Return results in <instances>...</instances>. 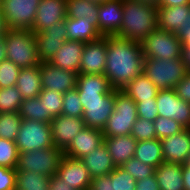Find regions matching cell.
Instances as JSON below:
<instances>
[{
    "label": "cell",
    "mask_w": 190,
    "mask_h": 190,
    "mask_svg": "<svg viewBox=\"0 0 190 190\" xmlns=\"http://www.w3.org/2000/svg\"><path fill=\"white\" fill-rule=\"evenodd\" d=\"M76 88L86 127L103 129L113 113L115 90L104 74H78Z\"/></svg>",
    "instance_id": "obj_1"
},
{
    "label": "cell",
    "mask_w": 190,
    "mask_h": 190,
    "mask_svg": "<svg viewBox=\"0 0 190 190\" xmlns=\"http://www.w3.org/2000/svg\"><path fill=\"white\" fill-rule=\"evenodd\" d=\"M144 55L140 42L107 36L104 75L114 90H122L143 73Z\"/></svg>",
    "instance_id": "obj_2"
},
{
    "label": "cell",
    "mask_w": 190,
    "mask_h": 190,
    "mask_svg": "<svg viewBox=\"0 0 190 190\" xmlns=\"http://www.w3.org/2000/svg\"><path fill=\"white\" fill-rule=\"evenodd\" d=\"M123 17L116 36L141 42L158 28L157 8L136 0H122Z\"/></svg>",
    "instance_id": "obj_3"
},
{
    "label": "cell",
    "mask_w": 190,
    "mask_h": 190,
    "mask_svg": "<svg viewBox=\"0 0 190 190\" xmlns=\"http://www.w3.org/2000/svg\"><path fill=\"white\" fill-rule=\"evenodd\" d=\"M4 40L7 59L16 66L22 69L40 65L32 30L8 29Z\"/></svg>",
    "instance_id": "obj_4"
},
{
    "label": "cell",
    "mask_w": 190,
    "mask_h": 190,
    "mask_svg": "<svg viewBox=\"0 0 190 190\" xmlns=\"http://www.w3.org/2000/svg\"><path fill=\"white\" fill-rule=\"evenodd\" d=\"M143 73L159 90L174 89L188 73L179 59L144 58Z\"/></svg>",
    "instance_id": "obj_5"
},
{
    "label": "cell",
    "mask_w": 190,
    "mask_h": 190,
    "mask_svg": "<svg viewBox=\"0 0 190 190\" xmlns=\"http://www.w3.org/2000/svg\"><path fill=\"white\" fill-rule=\"evenodd\" d=\"M137 105L123 90H115V106L105 127L104 137L130 135L137 120Z\"/></svg>",
    "instance_id": "obj_6"
},
{
    "label": "cell",
    "mask_w": 190,
    "mask_h": 190,
    "mask_svg": "<svg viewBox=\"0 0 190 190\" xmlns=\"http://www.w3.org/2000/svg\"><path fill=\"white\" fill-rule=\"evenodd\" d=\"M144 58L179 59L182 43L176 33L155 29L141 42Z\"/></svg>",
    "instance_id": "obj_7"
},
{
    "label": "cell",
    "mask_w": 190,
    "mask_h": 190,
    "mask_svg": "<svg viewBox=\"0 0 190 190\" xmlns=\"http://www.w3.org/2000/svg\"><path fill=\"white\" fill-rule=\"evenodd\" d=\"M64 153L56 146L18 154L16 171H35L47 177L57 174Z\"/></svg>",
    "instance_id": "obj_8"
},
{
    "label": "cell",
    "mask_w": 190,
    "mask_h": 190,
    "mask_svg": "<svg viewBox=\"0 0 190 190\" xmlns=\"http://www.w3.org/2000/svg\"><path fill=\"white\" fill-rule=\"evenodd\" d=\"M15 144L19 153L53 147L50 124L22 118Z\"/></svg>",
    "instance_id": "obj_9"
},
{
    "label": "cell",
    "mask_w": 190,
    "mask_h": 190,
    "mask_svg": "<svg viewBox=\"0 0 190 190\" xmlns=\"http://www.w3.org/2000/svg\"><path fill=\"white\" fill-rule=\"evenodd\" d=\"M40 0H0L8 29L31 30Z\"/></svg>",
    "instance_id": "obj_10"
},
{
    "label": "cell",
    "mask_w": 190,
    "mask_h": 190,
    "mask_svg": "<svg viewBox=\"0 0 190 190\" xmlns=\"http://www.w3.org/2000/svg\"><path fill=\"white\" fill-rule=\"evenodd\" d=\"M155 100L158 116L174 119L190 128V103L179 98L174 89L159 90Z\"/></svg>",
    "instance_id": "obj_11"
},
{
    "label": "cell",
    "mask_w": 190,
    "mask_h": 190,
    "mask_svg": "<svg viewBox=\"0 0 190 190\" xmlns=\"http://www.w3.org/2000/svg\"><path fill=\"white\" fill-rule=\"evenodd\" d=\"M67 40L66 19L51 25L48 29L35 33L38 58L41 62H49Z\"/></svg>",
    "instance_id": "obj_12"
},
{
    "label": "cell",
    "mask_w": 190,
    "mask_h": 190,
    "mask_svg": "<svg viewBox=\"0 0 190 190\" xmlns=\"http://www.w3.org/2000/svg\"><path fill=\"white\" fill-rule=\"evenodd\" d=\"M41 86L42 89H51L60 93L76 87L77 73L52 65L49 62H41Z\"/></svg>",
    "instance_id": "obj_13"
},
{
    "label": "cell",
    "mask_w": 190,
    "mask_h": 190,
    "mask_svg": "<svg viewBox=\"0 0 190 190\" xmlns=\"http://www.w3.org/2000/svg\"><path fill=\"white\" fill-rule=\"evenodd\" d=\"M107 36L85 43L79 74H104L106 64Z\"/></svg>",
    "instance_id": "obj_14"
},
{
    "label": "cell",
    "mask_w": 190,
    "mask_h": 190,
    "mask_svg": "<svg viewBox=\"0 0 190 190\" xmlns=\"http://www.w3.org/2000/svg\"><path fill=\"white\" fill-rule=\"evenodd\" d=\"M50 126L54 146L61 151H64L74 136L86 127L82 117H69L62 114L54 117Z\"/></svg>",
    "instance_id": "obj_15"
},
{
    "label": "cell",
    "mask_w": 190,
    "mask_h": 190,
    "mask_svg": "<svg viewBox=\"0 0 190 190\" xmlns=\"http://www.w3.org/2000/svg\"><path fill=\"white\" fill-rule=\"evenodd\" d=\"M56 175L76 190H89L92 181L81 160L66 155H63Z\"/></svg>",
    "instance_id": "obj_16"
},
{
    "label": "cell",
    "mask_w": 190,
    "mask_h": 190,
    "mask_svg": "<svg viewBox=\"0 0 190 190\" xmlns=\"http://www.w3.org/2000/svg\"><path fill=\"white\" fill-rule=\"evenodd\" d=\"M65 19L66 0H40L31 30L34 33H39L53 24L65 21Z\"/></svg>",
    "instance_id": "obj_17"
},
{
    "label": "cell",
    "mask_w": 190,
    "mask_h": 190,
    "mask_svg": "<svg viewBox=\"0 0 190 190\" xmlns=\"http://www.w3.org/2000/svg\"><path fill=\"white\" fill-rule=\"evenodd\" d=\"M104 142L101 129L85 127L76 134L69 146L63 151L64 155L76 159L92 153L94 149Z\"/></svg>",
    "instance_id": "obj_18"
},
{
    "label": "cell",
    "mask_w": 190,
    "mask_h": 190,
    "mask_svg": "<svg viewBox=\"0 0 190 190\" xmlns=\"http://www.w3.org/2000/svg\"><path fill=\"white\" fill-rule=\"evenodd\" d=\"M163 160L168 163L184 164L190 153V128L160 140Z\"/></svg>",
    "instance_id": "obj_19"
},
{
    "label": "cell",
    "mask_w": 190,
    "mask_h": 190,
    "mask_svg": "<svg viewBox=\"0 0 190 190\" xmlns=\"http://www.w3.org/2000/svg\"><path fill=\"white\" fill-rule=\"evenodd\" d=\"M97 17L101 36L117 35L123 17L122 0H109L99 4Z\"/></svg>",
    "instance_id": "obj_20"
},
{
    "label": "cell",
    "mask_w": 190,
    "mask_h": 190,
    "mask_svg": "<svg viewBox=\"0 0 190 190\" xmlns=\"http://www.w3.org/2000/svg\"><path fill=\"white\" fill-rule=\"evenodd\" d=\"M158 28L178 33L190 26V4L157 8Z\"/></svg>",
    "instance_id": "obj_21"
},
{
    "label": "cell",
    "mask_w": 190,
    "mask_h": 190,
    "mask_svg": "<svg viewBox=\"0 0 190 190\" xmlns=\"http://www.w3.org/2000/svg\"><path fill=\"white\" fill-rule=\"evenodd\" d=\"M85 43L75 40H66L60 49L51 58L49 63L52 65L71 70L79 74L81 55L84 49Z\"/></svg>",
    "instance_id": "obj_22"
},
{
    "label": "cell",
    "mask_w": 190,
    "mask_h": 190,
    "mask_svg": "<svg viewBox=\"0 0 190 190\" xmlns=\"http://www.w3.org/2000/svg\"><path fill=\"white\" fill-rule=\"evenodd\" d=\"M80 160L88 169L91 178L108 175L116 168L104 142L94 149L92 153L83 156Z\"/></svg>",
    "instance_id": "obj_23"
},
{
    "label": "cell",
    "mask_w": 190,
    "mask_h": 190,
    "mask_svg": "<svg viewBox=\"0 0 190 190\" xmlns=\"http://www.w3.org/2000/svg\"><path fill=\"white\" fill-rule=\"evenodd\" d=\"M104 143L115 166L120 167L134 157L137 140L132 135H121L104 137Z\"/></svg>",
    "instance_id": "obj_24"
},
{
    "label": "cell",
    "mask_w": 190,
    "mask_h": 190,
    "mask_svg": "<svg viewBox=\"0 0 190 190\" xmlns=\"http://www.w3.org/2000/svg\"><path fill=\"white\" fill-rule=\"evenodd\" d=\"M66 30L67 40L88 43L102 37L94 20L66 17Z\"/></svg>",
    "instance_id": "obj_25"
},
{
    "label": "cell",
    "mask_w": 190,
    "mask_h": 190,
    "mask_svg": "<svg viewBox=\"0 0 190 190\" xmlns=\"http://www.w3.org/2000/svg\"><path fill=\"white\" fill-rule=\"evenodd\" d=\"M160 190H185L182 178V164L163 162L155 170Z\"/></svg>",
    "instance_id": "obj_26"
},
{
    "label": "cell",
    "mask_w": 190,
    "mask_h": 190,
    "mask_svg": "<svg viewBox=\"0 0 190 190\" xmlns=\"http://www.w3.org/2000/svg\"><path fill=\"white\" fill-rule=\"evenodd\" d=\"M23 100L38 97L41 93V73L39 66L22 68L16 81Z\"/></svg>",
    "instance_id": "obj_27"
},
{
    "label": "cell",
    "mask_w": 190,
    "mask_h": 190,
    "mask_svg": "<svg viewBox=\"0 0 190 190\" xmlns=\"http://www.w3.org/2000/svg\"><path fill=\"white\" fill-rule=\"evenodd\" d=\"M122 90L134 101L155 99L159 91V89L144 73L135 77Z\"/></svg>",
    "instance_id": "obj_28"
},
{
    "label": "cell",
    "mask_w": 190,
    "mask_h": 190,
    "mask_svg": "<svg viewBox=\"0 0 190 190\" xmlns=\"http://www.w3.org/2000/svg\"><path fill=\"white\" fill-rule=\"evenodd\" d=\"M134 157L156 169L164 162L160 139L138 141Z\"/></svg>",
    "instance_id": "obj_29"
},
{
    "label": "cell",
    "mask_w": 190,
    "mask_h": 190,
    "mask_svg": "<svg viewBox=\"0 0 190 190\" xmlns=\"http://www.w3.org/2000/svg\"><path fill=\"white\" fill-rule=\"evenodd\" d=\"M99 4L89 0H66V17L94 20L98 24Z\"/></svg>",
    "instance_id": "obj_30"
},
{
    "label": "cell",
    "mask_w": 190,
    "mask_h": 190,
    "mask_svg": "<svg viewBox=\"0 0 190 190\" xmlns=\"http://www.w3.org/2000/svg\"><path fill=\"white\" fill-rule=\"evenodd\" d=\"M15 189L49 190L50 177L35 171H16Z\"/></svg>",
    "instance_id": "obj_31"
},
{
    "label": "cell",
    "mask_w": 190,
    "mask_h": 190,
    "mask_svg": "<svg viewBox=\"0 0 190 190\" xmlns=\"http://www.w3.org/2000/svg\"><path fill=\"white\" fill-rule=\"evenodd\" d=\"M18 113L24 119L46 122L48 124L53 119L50 113L45 112V107L40 102L39 96L23 100Z\"/></svg>",
    "instance_id": "obj_32"
},
{
    "label": "cell",
    "mask_w": 190,
    "mask_h": 190,
    "mask_svg": "<svg viewBox=\"0 0 190 190\" xmlns=\"http://www.w3.org/2000/svg\"><path fill=\"white\" fill-rule=\"evenodd\" d=\"M22 124L18 112L0 113V138L15 141Z\"/></svg>",
    "instance_id": "obj_33"
},
{
    "label": "cell",
    "mask_w": 190,
    "mask_h": 190,
    "mask_svg": "<svg viewBox=\"0 0 190 190\" xmlns=\"http://www.w3.org/2000/svg\"><path fill=\"white\" fill-rule=\"evenodd\" d=\"M22 101L16 86L0 88V113L18 112Z\"/></svg>",
    "instance_id": "obj_34"
},
{
    "label": "cell",
    "mask_w": 190,
    "mask_h": 190,
    "mask_svg": "<svg viewBox=\"0 0 190 190\" xmlns=\"http://www.w3.org/2000/svg\"><path fill=\"white\" fill-rule=\"evenodd\" d=\"M63 96V93L51 89H42L39 94L40 102L43 103L45 112L50 113L53 118L61 115Z\"/></svg>",
    "instance_id": "obj_35"
},
{
    "label": "cell",
    "mask_w": 190,
    "mask_h": 190,
    "mask_svg": "<svg viewBox=\"0 0 190 190\" xmlns=\"http://www.w3.org/2000/svg\"><path fill=\"white\" fill-rule=\"evenodd\" d=\"M61 114L69 117L83 116V107L76 87L64 93Z\"/></svg>",
    "instance_id": "obj_36"
},
{
    "label": "cell",
    "mask_w": 190,
    "mask_h": 190,
    "mask_svg": "<svg viewBox=\"0 0 190 190\" xmlns=\"http://www.w3.org/2000/svg\"><path fill=\"white\" fill-rule=\"evenodd\" d=\"M18 154L15 141L0 138V166L16 169Z\"/></svg>",
    "instance_id": "obj_37"
},
{
    "label": "cell",
    "mask_w": 190,
    "mask_h": 190,
    "mask_svg": "<svg viewBox=\"0 0 190 190\" xmlns=\"http://www.w3.org/2000/svg\"><path fill=\"white\" fill-rule=\"evenodd\" d=\"M154 127L158 139H163L182 131L185 127L171 118L158 116L154 120Z\"/></svg>",
    "instance_id": "obj_38"
},
{
    "label": "cell",
    "mask_w": 190,
    "mask_h": 190,
    "mask_svg": "<svg viewBox=\"0 0 190 190\" xmlns=\"http://www.w3.org/2000/svg\"><path fill=\"white\" fill-rule=\"evenodd\" d=\"M130 135H132L137 140V142L156 139L157 136L154 127V121L138 117L132 126Z\"/></svg>",
    "instance_id": "obj_39"
},
{
    "label": "cell",
    "mask_w": 190,
    "mask_h": 190,
    "mask_svg": "<svg viewBox=\"0 0 190 190\" xmlns=\"http://www.w3.org/2000/svg\"><path fill=\"white\" fill-rule=\"evenodd\" d=\"M120 167L131 174L136 181L151 176L155 170L154 167L141 162L135 157L129 159Z\"/></svg>",
    "instance_id": "obj_40"
},
{
    "label": "cell",
    "mask_w": 190,
    "mask_h": 190,
    "mask_svg": "<svg viewBox=\"0 0 190 190\" xmlns=\"http://www.w3.org/2000/svg\"><path fill=\"white\" fill-rule=\"evenodd\" d=\"M21 68L5 59L0 62V88L16 86L17 77Z\"/></svg>",
    "instance_id": "obj_41"
},
{
    "label": "cell",
    "mask_w": 190,
    "mask_h": 190,
    "mask_svg": "<svg viewBox=\"0 0 190 190\" xmlns=\"http://www.w3.org/2000/svg\"><path fill=\"white\" fill-rule=\"evenodd\" d=\"M111 180L113 190H135L136 188L137 181L121 167L111 171Z\"/></svg>",
    "instance_id": "obj_42"
},
{
    "label": "cell",
    "mask_w": 190,
    "mask_h": 190,
    "mask_svg": "<svg viewBox=\"0 0 190 190\" xmlns=\"http://www.w3.org/2000/svg\"><path fill=\"white\" fill-rule=\"evenodd\" d=\"M137 105V117L154 121L158 117L155 99L147 101H134Z\"/></svg>",
    "instance_id": "obj_43"
},
{
    "label": "cell",
    "mask_w": 190,
    "mask_h": 190,
    "mask_svg": "<svg viewBox=\"0 0 190 190\" xmlns=\"http://www.w3.org/2000/svg\"><path fill=\"white\" fill-rule=\"evenodd\" d=\"M177 36L182 43V52L180 58L182 63L185 65L186 70L190 72V26H187V28H182L177 33Z\"/></svg>",
    "instance_id": "obj_44"
},
{
    "label": "cell",
    "mask_w": 190,
    "mask_h": 190,
    "mask_svg": "<svg viewBox=\"0 0 190 190\" xmlns=\"http://www.w3.org/2000/svg\"><path fill=\"white\" fill-rule=\"evenodd\" d=\"M16 169L0 166V190H14Z\"/></svg>",
    "instance_id": "obj_45"
},
{
    "label": "cell",
    "mask_w": 190,
    "mask_h": 190,
    "mask_svg": "<svg viewBox=\"0 0 190 190\" xmlns=\"http://www.w3.org/2000/svg\"><path fill=\"white\" fill-rule=\"evenodd\" d=\"M179 98L190 103V72L174 87Z\"/></svg>",
    "instance_id": "obj_46"
},
{
    "label": "cell",
    "mask_w": 190,
    "mask_h": 190,
    "mask_svg": "<svg viewBox=\"0 0 190 190\" xmlns=\"http://www.w3.org/2000/svg\"><path fill=\"white\" fill-rule=\"evenodd\" d=\"M89 190H113L111 172L108 175L92 178Z\"/></svg>",
    "instance_id": "obj_47"
},
{
    "label": "cell",
    "mask_w": 190,
    "mask_h": 190,
    "mask_svg": "<svg viewBox=\"0 0 190 190\" xmlns=\"http://www.w3.org/2000/svg\"><path fill=\"white\" fill-rule=\"evenodd\" d=\"M135 190H160L155 174L153 173L143 180H137Z\"/></svg>",
    "instance_id": "obj_48"
},
{
    "label": "cell",
    "mask_w": 190,
    "mask_h": 190,
    "mask_svg": "<svg viewBox=\"0 0 190 190\" xmlns=\"http://www.w3.org/2000/svg\"><path fill=\"white\" fill-rule=\"evenodd\" d=\"M49 190H76L60 179L56 174L50 177Z\"/></svg>",
    "instance_id": "obj_49"
},
{
    "label": "cell",
    "mask_w": 190,
    "mask_h": 190,
    "mask_svg": "<svg viewBox=\"0 0 190 190\" xmlns=\"http://www.w3.org/2000/svg\"><path fill=\"white\" fill-rule=\"evenodd\" d=\"M190 4V0H159L158 7L180 6Z\"/></svg>",
    "instance_id": "obj_50"
},
{
    "label": "cell",
    "mask_w": 190,
    "mask_h": 190,
    "mask_svg": "<svg viewBox=\"0 0 190 190\" xmlns=\"http://www.w3.org/2000/svg\"><path fill=\"white\" fill-rule=\"evenodd\" d=\"M182 178L185 190H190V167L182 165Z\"/></svg>",
    "instance_id": "obj_51"
},
{
    "label": "cell",
    "mask_w": 190,
    "mask_h": 190,
    "mask_svg": "<svg viewBox=\"0 0 190 190\" xmlns=\"http://www.w3.org/2000/svg\"><path fill=\"white\" fill-rule=\"evenodd\" d=\"M7 30H8V27L5 23V19H4L3 14L0 10V37H4Z\"/></svg>",
    "instance_id": "obj_52"
},
{
    "label": "cell",
    "mask_w": 190,
    "mask_h": 190,
    "mask_svg": "<svg viewBox=\"0 0 190 190\" xmlns=\"http://www.w3.org/2000/svg\"><path fill=\"white\" fill-rule=\"evenodd\" d=\"M7 59L4 37H0V62Z\"/></svg>",
    "instance_id": "obj_53"
},
{
    "label": "cell",
    "mask_w": 190,
    "mask_h": 190,
    "mask_svg": "<svg viewBox=\"0 0 190 190\" xmlns=\"http://www.w3.org/2000/svg\"><path fill=\"white\" fill-rule=\"evenodd\" d=\"M136 1H139L140 3L145 5H151L156 8H158L159 5V0H136Z\"/></svg>",
    "instance_id": "obj_54"
},
{
    "label": "cell",
    "mask_w": 190,
    "mask_h": 190,
    "mask_svg": "<svg viewBox=\"0 0 190 190\" xmlns=\"http://www.w3.org/2000/svg\"><path fill=\"white\" fill-rule=\"evenodd\" d=\"M183 165L190 167V153L188 154V157Z\"/></svg>",
    "instance_id": "obj_55"
},
{
    "label": "cell",
    "mask_w": 190,
    "mask_h": 190,
    "mask_svg": "<svg viewBox=\"0 0 190 190\" xmlns=\"http://www.w3.org/2000/svg\"><path fill=\"white\" fill-rule=\"evenodd\" d=\"M89 1L95 2V3H98V4H102V3L106 2V1H109V0H89Z\"/></svg>",
    "instance_id": "obj_56"
}]
</instances>
